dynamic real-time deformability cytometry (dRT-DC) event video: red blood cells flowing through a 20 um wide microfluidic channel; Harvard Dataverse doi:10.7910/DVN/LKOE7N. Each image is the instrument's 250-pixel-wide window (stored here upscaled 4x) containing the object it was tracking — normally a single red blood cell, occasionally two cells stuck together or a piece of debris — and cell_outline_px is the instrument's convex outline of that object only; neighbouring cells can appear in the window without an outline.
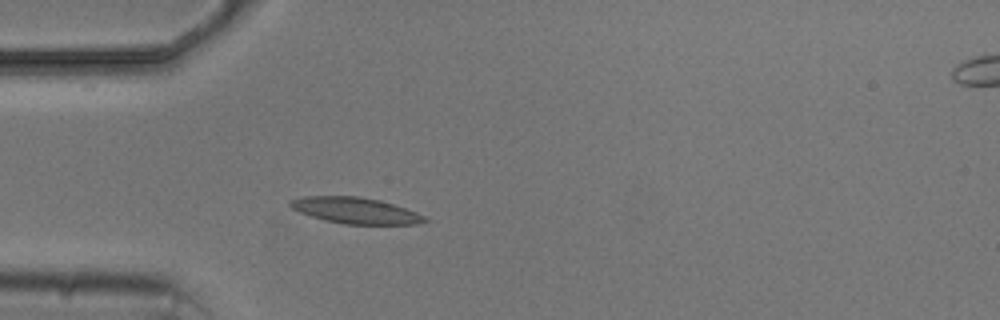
{"species": "common noctule bat (a hibernating species)", "species_latin": "Nyctalus noctula", "temperature_condition": "cold", "stored_images_in_passage": 6, "segment_of_instrument_passage": [1, 2], "camera_frame_rate_fps": 3000, "um_per_image_px": 0.085, "animal": {"sex": "male", "body_mass_g": 20.5, "forearm_length_mm": 52.5}, "frame": {"image": 1, "passage_image": 5, "time_ms": 4.333, "image_size_px": [1000, 320], "cell_outline_px": [[432, 220], [416, 224], [344, 224], [324, 220], [300, 212], [292, 208], [288, 204], [288, 200], [304, 196], [360, 196], [380, 200], [416, 212]], "centroid_in_image_um": [30.21, 17.89], "position_along_channel_um": 54.8, "area_um2": 20.46}}